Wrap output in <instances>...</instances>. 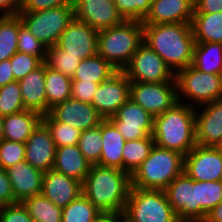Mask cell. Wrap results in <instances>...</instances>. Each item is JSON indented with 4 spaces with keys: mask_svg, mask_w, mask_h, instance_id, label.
Returning a JSON list of instances; mask_svg holds the SVG:
<instances>
[{
    "mask_svg": "<svg viewBox=\"0 0 222 222\" xmlns=\"http://www.w3.org/2000/svg\"><path fill=\"white\" fill-rule=\"evenodd\" d=\"M143 42L174 74L193 63L195 39L191 23L143 25Z\"/></svg>",
    "mask_w": 222,
    "mask_h": 222,
    "instance_id": "1",
    "label": "cell"
},
{
    "mask_svg": "<svg viewBox=\"0 0 222 222\" xmlns=\"http://www.w3.org/2000/svg\"><path fill=\"white\" fill-rule=\"evenodd\" d=\"M131 187L129 173L92 165L82 183V193L100 212L123 214Z\"/></svg>",
    "mask_w": 222,
    "mask_h": 222,
    "instance_id": "2",
    "label": "cell"
},
{
    "mask_svg": "<svg viewBox=\"0 0 222 222\" xmlns=\"http://www.w3.org/2000/svg\"><path fill=\"white\" fill-rule=\"evenodd\" d=\"M153 139L156 146L187 155L196 145L195 107L177 102L154 117Z\"/></svg>",
    "mask_w": 222,
    "mask_h": 222,
    "instance_id": "3",
    "label": "cell"
},
{
    "mask_svg": "<svg viewBox=\"0 0 222 222\" xmlns=\"http://www.w3.org/2000/svg\"><path fill=\"white\" fill-rule=\"evenodd\" d=\"M142 43L143 23L124 20L119 25L98 32L97 54L117 71H123Z\"/></svg>",
    "mask_w": 222,
    "mask_h": 222,
    "instance_id": "4",
    "label": "cell"
},
{
    "mask_svg": "<svg viewBox=\"0 0 222 222\" xmlns=\"http://www.w3.org/2000/svg\"><path fill=\"white\" fill-rule=\"evenodd\" d=\"M184 172V155L154 145L149 156L131 175L132 187L164 190Z\"/></svg>",
    "mask_w": 222,
    "mask_h": 222,
    "instance_id": "5",
    "label": "cell"
},
{
    "mask_svg": "<svg viewBox=\"0 0 222 222\" xmlns=\"http://www.w3.org/2000/svg\"><path fill=\"white\" fill-rule=\"evenodd\" d=\"M178 101L198 107L222 99V75L197 70L192 65L175 74Z\"/></svg>",
    "mask_w": 222,
    "mask_h": 222,
    "instance_id": "6",
    "label": "cell"
},
{
    "mask_svg": "<svg viewBox=\"0 0 222 222\" xmlns=\"http://www.w3.org/2000/svg\"><path fill=\"white\" fill-rule=\"evenodd\" d=\"M123 216L130 222H179L164 190L131 187Z\"/></svg>",
    "mask_w": 222,
    "mask_h": 222,
    "instance_id": "7",
    "label": "cell"
},
{
    "mask_svg": "<svg viewBox=\"0 0 222 222\" xmlns=\"http://www.w3.org/2000/svg\"><path fill=\"white\" fill-rule=\"evenodd\" d=\"M22 23L47 48L57 44L60 35L74 19L73 4L36 12H19Z\"/></svg>",
    "mask_w": 222,
    "mask_h": 222,
    "instance_id": "8",
    "label": "cell"
},
{
    "mask_svg": "<svg viewBox=\"0 0 222 222\" xmlns=\"http://www.w3.org/2000/svg\"><path fill=\"white\" fill-rule=\"evenodd\" d=\"M131 82H176L165 61L145 42L122 71Z\"/></svg>",
    "mask_w": 222,
    "mask_h": 222,
    "instance_id": "9",
    "label": "cell"
},
{
    "mask_svg": "<svg viewBox=\"0 0 222 222\" xmlns=\"http://www.w3.org/2000/svg\"><path fill=\"white\" fill-rule=\"evenodd\" d=\"M130 98L154 117L179 102L176 82H131Z\"/></svg>",
    "mask_w": 222,
    "mask_h": 222,
    "instance_id": "10",
    "label": "cell"
},
{
    "mask_svg": "<svg viewBox=\"0 0 222 222\" xmlns=\"http://www.w3.org/2000/svg\"><path fill=\"white\" fill-rule=\"evenodd\" d=\"M108 119L116 126L125 141L143 139L153 135L154 116L131 98Z\"/></svg>",
    "mask_w": 222,
    "mask_h": 222,
    "instance_id": "11",
    "label": "cell"
},
{
    "mask_svg": "<svg viewBox=\"0 0 222 222\" xmlns=\"http://www.w3.org/2000/svg\"><path fill=\"white\" fill-rule=\"evenodd\" d=\"M130 85L128 77L117 71L98 85L91 104L104 119H108L130 98Z\"/></svg>",
    "mask_w": 222,
    "mask_h": 222,
    "instance_id": "12",
    "label": "cell"
},
{
    "mask_svg": "<svg viewBox=\"0 0 222 222\" xmlns=\"http://www.w3.org/2000/svg\"><path fill=\"white\" fill-rule=\"evenodd\" d=\"M98 31L74 18L62 32L56 46L64 55L78 56L81 60L97 54Z\"/></svg>",
    "mask_w": 222,
    "mask_h": 222,
    "instance_id": "13",
    "label": "cell"
},
{
    "mask_svg": "<svg viewBox=\"0 0 222 222\" xmlns=\"http://www.w3.org/2000/svg\"><path fill=\"white\" fill-rule=\"evenodd\" d=\"M184 172L194 181L222 180V153L216 147L196 145L184 156Z\"/></svg>",
    "mask_w": 222,
    "mask_h": 222,
    "instance_id": "14",
    "label": "cell"
},
{
    "mask_svg": "<svg viewBox=\"0 0 222 222\" xmlns=\"http://www.w3.org/2000/svg\"><path fill=\"white\" fill-rule=\"evenodd\" d=\"M164 192L179 221L198 222L196 181L183 172L164 189Z\"/></svg>",
    "mask_w": 222,
    "mask_h": 222,
    "instance_id": "15",
    "label": "cell"
},
{
    "mask_svg": "<svg viewBox=\"0 0 222 222\" xmlns=\"http://www.w3.org/2000/svg\"><path fill=\"white\" fill-rule=\"evenodd\" d=\"M72 3L74 18L87 23L98 32L124 21L113 0H72Z\"/></svg>",
    "mask_w": 222,
    "mask_h": 222,
    "instance_id": "16",
    "label": "cell"
},
{
    "mask_svg": "<svg viewBox=\"0 0 222 222\" xmlns=\"http://www.w3.org/2000/svg\"><path fill=\"white\" fill-rule=\"evenodd\" d=\"M222 138V99L195 108L197 145L216 147Z\"/></svg>",
    "mask_w": 222,
    "mask_h": 222,
    "instance_id": "17",
    "label": "cell"
},
{
    "mask_svg": "<svg viewBox=\"0 0 222 222\" xmlns=\"http://www.w3.org/2000/svg\"><path fill=\"white\" fill-rule=\"evenodd\" d=\"M49 114L59 122L85 131L99 126L104 119L92 104L69 98L50 109Z\"/></svg>",
    "mask_w": 222,
    "mask_h": 222,
    "instance_id": "18",
    "label": "cell"
},
{
    "mask_svg": "<svg viewBox=\"0 0 222 222\" xmlns=\"http://www.w3.org/2000/svg\"><path fill=\"white\" fill-rule=\"evenodd\" d=\"M56 146L47 126L41 121L25 142V161L47 172L53 169Z\"/></svg>",
    "mask_w": 222,
    "mask_h": 222,
    "instance_id": "19",
    "label": "cell"
},
{
    "mask_svg": "<svg viewBox=\"0 0 222 222\" xmlns=\"http://www.w3.org/2000/svg\"><path fill=\"white\" fill-rule=\"evenodd\" d=\"M194 0H152L143 25L191 23Z\"/></svg>",
    "mask_w": 222,
    "mask_h": 222,
    "instance_id": "20",
    "label": "cell"
},
{
    "mask_svg": "<svg viewBox=\"0 0 222 222\" xmlns=\"http://www.w3.org/2000/svg\"><path fill=\"white\" fill-rule=\"evenodd\" d=\"M9 177L16 202H24L41 194L44 172L32 167L25 160L5 169Z\"/></svg>",
    "mask_w": 222,
    "mask_h": 222,
    "instance_id": "21",
    "label": "cell"
},
{
    "mask_svg": "<svg viewBox=\"0 0 222 222\" xmlns=\"http://www.w3.org/2000/svg\"><path fill=\"white\" fill-rule=\"evenodd\" d=\"M41 193L56 206L64 208L82 193V183L51 169L44 172Z\"/></svg>",
    "mask_w": 222,
    "mask_h": 222,
    "instance_id": "22",
    "label": "cell"
},
{
    "mask_svg": "<svg viewBox=\"0 0 222 222\" xmlns=\"http://www.w3.org/2000/svg\"><path fill=\"white\" fill-rule=\"evenodd\" d=\"M25 109L34 110L41 115L47 114L45 92V63L18 81Z\"/></svg>",
    "mask_w": 222,
    "mask_h": 222,
    "instance_id": "23",
    "label": "cell"
},
{
    "mask_svg": "<svg viewBox=\"0 0 222 222\" xmlns=\"http://www.w3.org/2000/svg\"><path fill=\"white\" fill-rule=\"evenodd\" d=\"M91 166L92 164L85 159L78 145L56 148L53 169L57 172L83 183Z\"/></svg>",
    "mask_w": 222,
    "mask_h": 222,
    "instance_id": "24",
    "label": "cell"
},
{
    "mask_svg": "<svg viewBox=\"0 0 222 222\" xmlns=\"http://www.w3.org/2000/svg\"><path fill=\"white\" fill-rule=\"evenodd\" d=\"M102 152L97 165L123 170L122 150L125 139L109 120L101 121Z\"/></svg>",
    "mask_w": 222,
    "mask_h": 222,
    "instance_id": "25",
    "label": "cell"
},
{
    "mask_svg": "<svg viewBox=\"0 0 222 222\" xmlns=\"http://www.w3.org/2000/svg\"><path fill=\"white\" fill-rule=\"evenodd\" d=\"M2 121L4 139L25 143L32 131L42 121V115L37 111L25 109L2 117Z\"/></svg>",
    "mask_w": 222,
    "mask_h": 222,
    "instance_id": "26",
    "label": "cell"
},
{
    "mask_svg": "<svg viewBox=\"0 0 222 222\" xmlns=\"http://www.w3.org/2000/svg\"><path fill=\"white\" fill-rule=\"evenodd\" d=\"M191 25L195 42L222 43V12L194 13Z\"/></svg>",
    "mask_w": 222,
    "mask_h": 222,
    "instance_id": "27",
    "label": "cell"
},
{
    "mask_svg": "<svg viewBox=\"0 0 222 222\" xmlns=\"http://www.w3.org/2000/svg\"><path fill=\"white\" fill-rule=\"evenodd\" d=\"M192 66L202 72L222 75V43L195 42Z\"/></svg>",
    "mask_w": 222,
    "mask_h": 222,
    "instance_id": "28",
    "label": "cell"
},
{
    "mask_svg": "<svg viewBox=\"0 0 222 222\" xmlns=\"http://www.w3.org/2000/svg\"><path fill=\"white\" fill-rule=\"evenodd\" d=\"M117 70L102 56L96 54L81 60L72 80L102 83L107 81Z\"/></svg>",
    "mask_w": 222,
    "mask_h": 222,
    "instance_id": "29",
    "label": "cell"
},
{
    "mask_svg": "<svg viewBox=\"0 0 222 222\" xmlns=\"http://www.w3.org/2000/svg\"><path fill=\"white\" fill-rule=\"evenodd\" d=\"M72 79L51 69L45 64V92L47 100V114L54 106L71 98Z\"/></svg>",
    "mask_w": 222,
    "mask_h": 222,
    "instance_id": "30",
    "label": "cell"
},
{
    "mask_svg": "<svg viewBox=\"0 0 222 222\" xmlns=\"http://www.w3.org/2000/svg\"><path fill=\"white\" fill-rule=\"evenodd\" d=\"M154 145L152 135L143 139L125 141L122 150L123 171L132 175L149 156Z\"/></svg>",
    "mask_w": 222,
    "mask_h": 222,
    "instance_id": "31",
    "label": "cell"
},
{
    "mask_svg": "<svg viewBox=\"0 0 222 222\" xmlns=\"http://www.w3.org/2000/svg\"><path fill=\"white\" fill-rule=\"evenodd\" d=\"M222 201V180L196 181L198 222H203L209 211Z\"/></svg>",
    "mask_w": 222,
    "mask_h": 222,
    "instance_id": "32",
    "label": "cell"
},
{
    "mask_svg": "<svg viewBox=\"0 0 222 222\" xmlns=\"http://www.w3.org/2000/svg\"><path fill=\"white\" fill-rule=\"evenodd\" d=\"M19 15H0V62L10 59L17 51Z\"/></svg>",
    "mask_w": 222,
    "mask_h": 222,
    "instance_id": "33",
    "label": "cell"
},
{
    "mask_svg": "<svg viewBox=\"0 0 222 222\" xmlns=\"http://www.w3.org/2000/svg\"><path fill=\"white\" fill-rule=\"evenodd\" d=\"M23 204L34 222H61L62 208L56 206L42 193L26 199Z\"/></svg>",
    "mask_w": 222,
    "mask_h": 222,
    "instance_id": "34",
    "label": "cell"
},
{
    "mask_svg": "<svg viewBox=\"0 0 222 222\" xmlns=\"http://www.w3.org/2000/svg\"><path fill=\"white\" fill-rule=\"evenodd\" d=\"M101 214L102 212L81 193L68 206L62 208L61 222H94Z\"/></svg>",
    "mask_w": 222,
    "mask_h": 222,
    "instance_id": "35",
    "label": "cell"
},
{
    "mask_svg": "<svg viewBox=\"0 0 222 222\" xmlns=\"http://www.w3.org/2000/svg\"><path fill=\"white\" fill-rule=\"evenodd\" d=\"M42 122L49 129L56 148L78 144V140L82 134L80 129L56 121L49 113L42 115Z\"/></svg>",
    "mask_w": 222,
    "mask_h": 222,
    "instance_id": "36",
    "label": "cell"
},
{
    "mask_svg": "<svg viewBox=\"0 0 222 222\" xmlns=\"http://www.w3.org/2000/svg\"><path fill=\"white\" fill-rule=\"evenodd\" d=\"M77 145L85 159L90 164L97 165L102 152L101 123L99 126L82 131Z\"/></svg>",
    "mask_w": 222,
    "mask_h": 222,
    "instance_id": "37",
    "label": "cell"
},
{
    "mask_svg": "<svg viewBox=\"0 0 222 222\" xmlns=\"http://www.w3.org/2000/svg\"><path fill=\"white\" fill-rule=\"evenodd\" d=\"M81 59L78 56L64 55V50L56 45L49 47L45 61L47 67L56 70L72 79Z\"/></svg>",
    "mask_w": 222,
    "mask_h": 222,
    "instance_id": "38",
    "label": "cell"
},
{
    "mask_svg": "<svg viewBox=\"0 0 222 222\" xmlns=\"http://www.w3.org/2000/svg\"><path fill=\"white\" fill-rule=\"evenodd\" d=\"M25 110L18 81L0 87V117Z\"/></svg>",
    "mask_w": 222,
    "mask_h": 222,
    "instance_id": "39",
    "label": "cell"
},
{
    "mask_svg": "<svg viewBox=\"0 0 222 222\" xmlns=\"http://www.w3.org/2000/svg\"><path fill=\"white\" fill-rule=\"evenodd\" d=\"M18 52L26 53L28 55L37 56L43 62L45 61L48 48L39 41L22 23L19 17V31H18Z\"/></svg>",
    "mask_w": 222,
    "mask_h": 222,
    "instance_id": "40",
    "label": "cell"
},
{
    "mask_svg": "<svg viewBox=\"0 0 222 222\" xmlns=\"http://www.w3.org/2000/svg\"><path fill=\"white\" fill-rule=\"evenodd\" d=\"M124 20L143 21L150 10L152 0H113Z\"/></svg>",
    "mask_w": 222,
    "mask_h": 222,
    "instance_id": "41",
    "label": "cell"
},
{
    "mask_svg": "<svg viewBox=\"0 0 222 222\" xmlns=\"http://www.w3.org/2000/svg\"><path fill=\"white\" fill-rule=\"evenodd\" d=\"M25 160V143L2 140L0 142V168L8 167Z\"/></svg>",
    "mask_w": 222,
    "mask_h": 222,
    "instance_id": "42",
    "label": "cell"
},
{
    "mask_svg": "<svg viewBox=\"0 0 222 222\" xmlns=\"http://www.w3.org/2000/svg\"><path fill=\"white\" fill-rule=\"evenodd\" d=\"M10 63L15 81H20L28 73L39 67L43 61L37 56H32L17 51L10 58Z\"/></svg>",
    "mask_w": 222,
    "mask_h": 222,
    "instance_id": "43",
    "label": "cell"
},
{
    "mask_svg": "<svg viewBox=\"0 0 222 222\" xmlns=\"http://www.w3.org/2000/svg\"><path fill=\"white\" fill-rule=\"evenodd\" d=\"M0 222H34L22 202L0 206Z\"/></svg>",
    "mask_w": 222,
    "mask_h": 222,
    "instance_id": "44",
    "label": "cell"
},
{
    "mask_svg": "<svg viewBox=\"0 0 222 222\" xmlns=\"http://www.w3.org/2000/svg\"><path fill=\"white\" fill-rule=\"evenodd\" d=\"M99 83L72 80L71 98L91 104Z\"/></svg>",
    "mask_w": 222,
    "mask_h": 222,
    "instance_id": "45",
    "label": "cell"
},
{
    "mask_svg": "<svg viewBox=\"0 0 222 222\" xmlns=\"http://www.w3.org/2000/svg\"><path fill=\"white\" fill-rule=\"evenodd\" d=\"M73 4L72 0H21L19 12H36Z\"/></svg>",
    "mask_w": 222,
    "mask_h": 222,
    "instance_id": "46",
    "label": "cell"
},
{
    "mask_svg": "<svg viewBox=\"0 0 222 222\" xmlns=\"http://www.w3.org/2000/svg\"><path fill=\"white\" fill-rule=\"evenodd\" d=\"M17 203L5 169L0 168V206Z\"/></svg>",
    "mask_w": 222,
    "mask_h": 222,
    "instance_id": "47",
    "label": "cell"
},
{
    "mask_svg": "<svg viewBox=\"0 0 222 222\" xmlns=\"http://www.w3.org/2000/svg\"><path fill=\"white\" fill-rule=\"evenodd\" d=\"M222 12V0H194V13Z\"/></svg>",
    "mask_w": 222,
    "mask_h": 222,
    "instance_id": "48",
    "label": "cell"
},
{
    "mask_svg": "<svg viewBox=\"0 0 222 222\" xmlns=\"http://www.w3.org/2000/svg\"><path fill=\"white\" fill-rule=\"evenodd\" d=\"M21 8V0H0V15H17Z\"/></svg>",
    "mask_w": 222,
    "mask_h": 222,
    "instance_id": "49",
    "label": "cell"
},
{
    "mask_svg": "<svg viewBox=\"0 0 222 222\" xmlns=\"http://www.w3.org/2000/svg\"><path fill=\"white\" fill-rule=\"evenodd\" d=\"M14 74L12 72L10 59L0 62V87L7 83L14 82Z\"/></svg>",
    "mask_w": 222,
    "mask_h": 222,
    "instance_id": "50",
    "label": "cell"
},
{
    "mask_svg": "<svg viewBox=\"0 0 222 222\" xmlns=\"http://www.w3.org/2000/svg\"><path fill=\"white\" fill-rule=\"evenodd\" d=\"M203 222H222V201L208 212Z\"/></svg>",
    "mask_w": 222,
    "mask_h": 222,
    "instance_id": "51",
    "label": "cell"
},
{
    "mask_svg": "<svg viewBox=\"0 0 222 222\" xmlns=\"http://www.w3.org/2000/svg\"><path fill=\"white\" fill-rule=\"evenodd\" d=\"M94 222H117V214L102 213Z\"/></svg>",
    "mask_w": 222,
    "mask_h": 222,
    "instance_id": "52",
    "label": "cell"
},
{
    "mask_svg": "<svg viewBox=\"0 0 222 222\" xmlns=\"http://www.w3.org/2000/svg\"><path fill=\"white\" fill-rule=\"evenodd\" d=\"M4 140V131H3V121L2 117H0V142Z\"/></svg>",
    "mask_w": 222,
    "mask_h": 222,
    "instance_id": "53",
    "label": "cell"
},
{
    "mask_svg": "<svg viewBox=\"0 0 222 222\" xmlns=\"http://www.w3.org/2000/svg\"><path fill=\"white\" fill-rule=\"evenodd\" d=\"M117 222H130L123 214H117Z\"/></svg>",
    "mask_w": 222,
    "mask_h": 222,
    "instance_id": "54",
    "label": "cell"
},
{
    "mask_svg": "<svg viewBox=\"0 0 222 222\" xmlns=\"http://www.w3.org/2000/svg\"><path fill=\"white\" fill-rule=\"evenodd\" d=\"M216 148L222 153V138Z\"/></svg>",
    "mask_w": 222,
    "mask_h": 222,
    "instance_id": "55",
    "label": "cell"
}]
</instances>
